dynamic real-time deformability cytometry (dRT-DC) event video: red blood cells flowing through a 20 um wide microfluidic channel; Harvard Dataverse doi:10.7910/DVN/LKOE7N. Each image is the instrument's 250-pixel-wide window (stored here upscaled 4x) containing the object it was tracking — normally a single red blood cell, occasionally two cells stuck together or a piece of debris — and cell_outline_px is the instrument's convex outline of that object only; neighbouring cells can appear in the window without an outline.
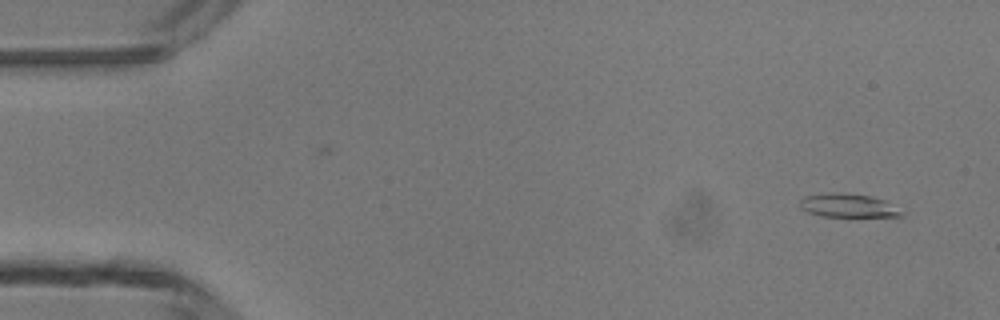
{"species": "common noctule bat (a hibernating species)", "species_latin": "Nyctalus noctula", "temperature_condition": "room temperature", "stored_images_in_passage": 2, "camera_frame_rate_fps": 3000, "um_per_image_px": 0.085, "animal": {"sex": "male", "body_mass_g": 13.3}, "frame": {"image": 1, "passage_image": 2, "time_ms": 2.0, "image_size_px": [1000, 320], "cell_outline_px": [[904, 216], [820, 216], [808, 212], [800, 208], [800, 200], [804, 196], [828, 192], [832, 192], [872, 196], [884, 200], [904, 212]], "centroid_in_image_um": [72.06, 17.46], "position_along_channel_um": 12.9, "area_um2": 13.87}}